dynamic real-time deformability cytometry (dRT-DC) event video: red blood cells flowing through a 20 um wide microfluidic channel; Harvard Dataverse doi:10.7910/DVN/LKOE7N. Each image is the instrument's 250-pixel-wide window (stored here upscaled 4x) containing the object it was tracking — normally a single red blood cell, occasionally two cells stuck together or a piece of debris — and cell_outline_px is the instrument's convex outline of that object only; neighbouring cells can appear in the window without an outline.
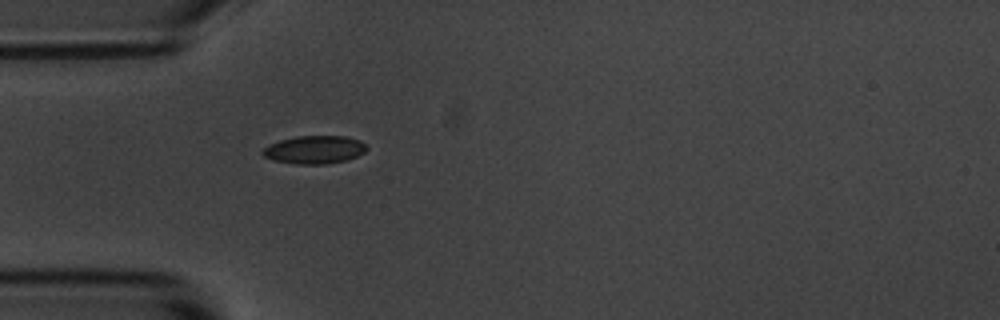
{"species": "common noctule bat (a hibernating species)", "species_latin": "Nyctalus noctula", "temperature_condition": "room temperature", "stored_images_in_passage": 1, "camera_frame_rate_fps": 3000, "um_per_image_px": 0.085, "animal": {"sex": "male", "body_mass_g": 20.1, "forearm_length_mm": 53.5}, "frame": {"image": 1, "passage_image": 1, "time_ms": 0.0, "image_size_px": [1000, 320], "cell_outline_px": [[368, 148], [364, 152], [348, 160], [324, 164], [296, 164], [272, 160], [264, 156], [260, 152], [268, 144], [280, 140], [296, 136], [344, 136], [360, 140]], "centroid_in_image_um": [26.7, 12.72], "position_along_channel_um": 58.3, "area_um2": 17.05}}